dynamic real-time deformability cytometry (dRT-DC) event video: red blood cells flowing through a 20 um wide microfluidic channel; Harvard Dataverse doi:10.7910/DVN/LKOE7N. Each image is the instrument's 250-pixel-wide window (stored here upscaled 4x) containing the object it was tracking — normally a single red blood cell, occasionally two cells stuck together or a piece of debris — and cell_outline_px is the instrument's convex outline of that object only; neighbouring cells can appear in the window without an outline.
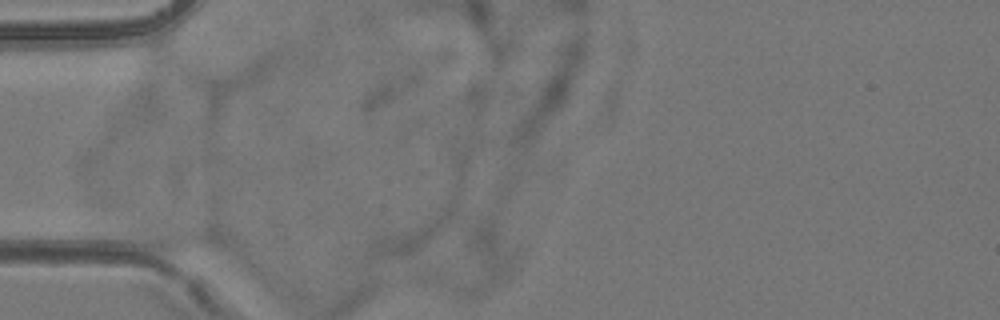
{"species": "common noctule bat (a hibernating species)", "species_latin": "Nyctalus noctula", "temperature_condition": "room temperature", "stored_images_in_passage": 2, "camera_frame_rate_fps": 3000, "um_per_image_px": 0.085, "animal": {"sex": "female", "body_mass_g": 24.6, "forearm_length_mm": 56.2}, "frame": {"image": 1, "passage_image": 1, "time_ms": 0.0, "image_size_px": [1000, 320], "cell_outline_px": [[224, 244], [220, 248], [156, 248], [144, 244], [136, 232], [136, 228], [212, 228]], "centroid_in_image_um": [15.29, 20.22], "position_along_channel_um": 69.7, "area_um2": 11.21}}